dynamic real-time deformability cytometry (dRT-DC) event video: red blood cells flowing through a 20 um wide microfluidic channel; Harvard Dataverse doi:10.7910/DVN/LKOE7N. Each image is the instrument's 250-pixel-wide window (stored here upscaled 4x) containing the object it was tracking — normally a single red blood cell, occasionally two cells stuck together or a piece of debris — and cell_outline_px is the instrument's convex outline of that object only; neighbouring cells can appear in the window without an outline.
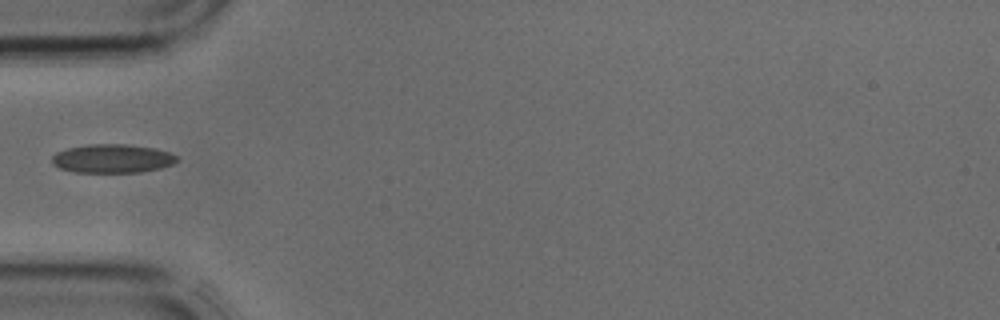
{"species": "common noctule bat (a hibernating species)", "species_latin": "Nyctalus noctula", "temperature_condition": "cold", "stored_images_in_passage": 5, "camera_frame_rate_fps": 3000, "um_per_image_px": 0.085, "animal": {"sex": "male", "body_mass_g": 17.9, "forearm_length_mm": 54.2}, "frame": {"image": 1, "passage_image": 4, "time_ms": 1.0, "image_size_px": [1000, 320], "cell_outline_px": [[180, 160], [172, 164], [160, 168], [140, 172], [76, 172], [60, 168], [52, 164], [52, 156], [56, 152], [68, 148], [88, 144], [128, 144], [156, 148], [168, 152], [176, 156]], "centroid_in_image_um": [9.55, 13.47], "position_along_channel_um": 75.4, "area_um2": 20.92}}